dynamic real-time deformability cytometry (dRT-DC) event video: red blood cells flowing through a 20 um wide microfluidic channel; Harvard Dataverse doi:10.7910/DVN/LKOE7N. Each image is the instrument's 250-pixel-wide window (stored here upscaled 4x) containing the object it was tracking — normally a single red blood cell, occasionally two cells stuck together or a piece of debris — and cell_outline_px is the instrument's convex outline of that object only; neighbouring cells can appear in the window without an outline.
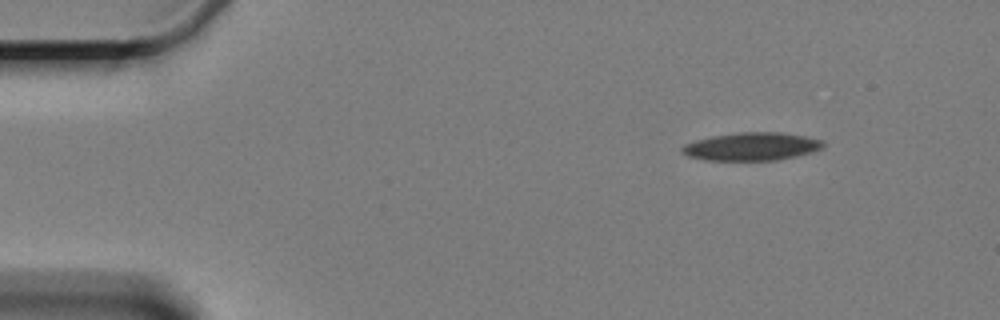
{"species": "Egyptian fruit bat (a non-hibernating species)", "species_latin": "Rousettus aegyptiacus", "temperature_condition": "cold", "stored_images_in_passage": 5, "segment_of_instrument_passage": [2, 2], "camera_frame_rate_fps": 3000, "um_per_image_px": 0.085, "animal": {"sex": "female"}, "frame": {"image": 1, "passage_image": 5, "time_ms": 4.667, "image_size_px": [1000, 320], "cell_outline_px": [[824, 148], [812, 152], [796, 156], [776, 160], [704, 160], [688, 156], [680, 152], [680, 148], [684, 144], [696, 140], [712, 136], [740, 132], [776, 132], [804, 136], [824, 140]], "centroid_in_image_um": [63.88, 12.45], "position_along_channel_um": 21.1, "area_um2": 23.06}}